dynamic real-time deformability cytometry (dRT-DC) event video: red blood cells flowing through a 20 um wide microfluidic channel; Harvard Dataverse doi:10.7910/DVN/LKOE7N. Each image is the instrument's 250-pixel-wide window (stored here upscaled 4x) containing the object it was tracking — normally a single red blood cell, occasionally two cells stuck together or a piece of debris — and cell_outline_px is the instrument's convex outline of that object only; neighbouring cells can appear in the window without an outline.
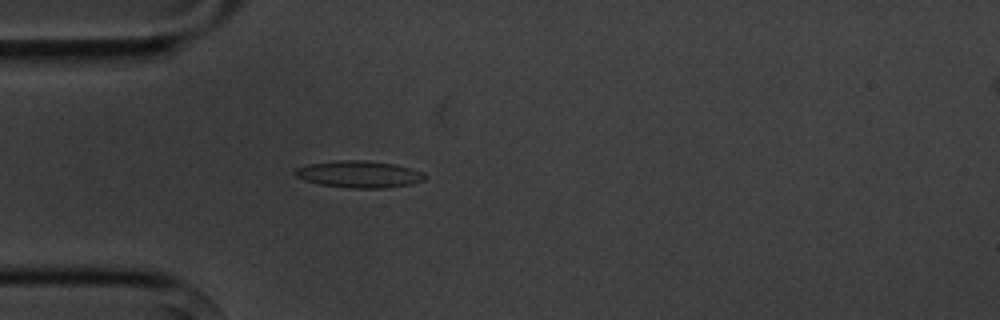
{"species": "common noctule bat (a hibernating species)", "species_latin": "Nyctalus noctula", "temperature_condition": "cold", "stored_images_in_passage": 4, "camera_frame_rate_fps": 3000, "um_per_image_px": 0.085, "animal": {"sex": "male", "body_mass_g": 20.1, "forearm_length_mm": 53.5}, "frame": {"image": 1, "passage_image": 4, "time_ms": 4.333, "image_size_px": [1000, 320], "cell_outline_px": [[428, 176], [424, 180], [412, 184], [384, 188], [348, 188], [320, 184], [304, 180], [296, 176], [292, 172], [296, 168], [308, 164], [336, 160], [364, 160], [396, 164], [412, 168], [424, 172]], "centroid_in_image_um": [30.55, 14.8], "position_along_channel_um": 54.5, "area_um2": 20.58}}